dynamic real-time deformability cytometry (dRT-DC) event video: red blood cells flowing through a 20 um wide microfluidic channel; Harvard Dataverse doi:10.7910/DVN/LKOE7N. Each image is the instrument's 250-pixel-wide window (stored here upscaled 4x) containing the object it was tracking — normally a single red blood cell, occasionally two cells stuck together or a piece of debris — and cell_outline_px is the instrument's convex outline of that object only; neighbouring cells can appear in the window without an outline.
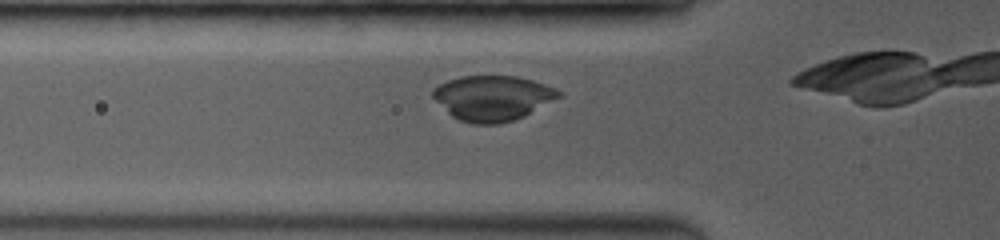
{"species": "common noctule bat (a hibernating species)", "species_latin": "Nyctalus noctula", "temperature_condition": "room temperature", "stored_images_in_passage": 19, "camera_frame_rate_fps": 3500, "um_per_image_px": 0.085, "animal": {"sex": "female", "body_mass_g": 19.0, "forearm_length_mm": 53.3}, "frame": {"image": 1, "passage_image": 8, "time_ms": 1.143, "image_size_px": [1000, 240], "cell_outline_px": [[560, 96], [524, 116], [500, 124], [472, 124], [460, 120], [452, 116], [432, 96], [432, 88], [448, 80], [460, 76], [516, 76], [532, 80], [556, 88], [560, 92]], "centroid_in_image_um": [41.85, 8.33], "position_along_channel_um": 84.0, "area_um2": 32.77}}
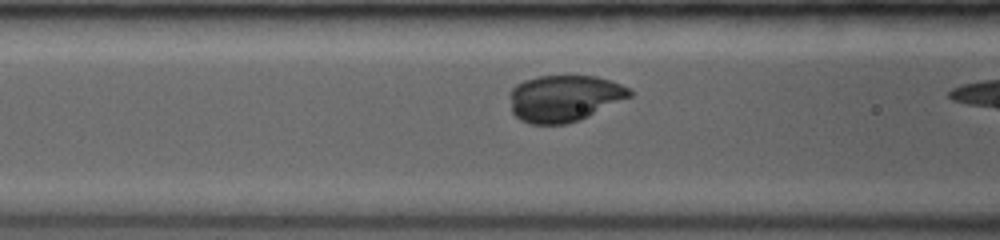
{"frame": {"image": 2, "passage_image": 12, "time_ms": 2.0, "image_size_px": [1000, 240], "cell_outline_px": [[632, 96], [580, 120], [564, 124], [532, 124], [520, 120], [512, 112], [508, 96], [508, 92], [516, 84], [524, 80], [536, 76], [596, 76], [620, 84], [628, 88], [632, 92]], "centroid_in_image_um": [47.91, 8.35], "position_along_channel_um": 118.7, "area_um2": 32.66}}
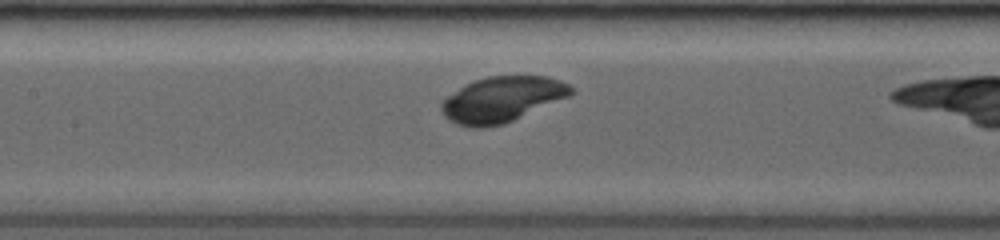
{"frame": {"image": 3, "passage_image": 17, "time_ms": 3.143, "image_size_px": [1000, 240], "cell_outline_px": [[572, 92], [568, 96], [504, 124], [484, 128], [468, 128], [456, 124], [448, 120], [444, 116], [440, 108], [440, 104], [448, 96], [464, 84], [472, 80], [488, 76], [548, 76], [560, 80], [568, 84], [572, 88]], "centroid_in_image_um": [42.6, 8.45], "position_along_channel_um": 164.8, "area_um2": 34.33}}